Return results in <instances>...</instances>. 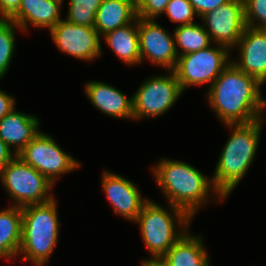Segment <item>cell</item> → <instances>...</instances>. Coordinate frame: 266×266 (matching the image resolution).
<instances>
[{"label":"cell","mask_w":266,"mask_h":266,"mask_svg":"<svg viewBox=\"0 0 266 266\" xmlns=\"http://www.w3.org/2000/svg\"><path fill=\"white\" fill-rule=\"evenodd\" d=\"M136 17L135 0H103L96 12L94 28L103 36Z\"/></svg>","instance_id":"cell-19"},{"label":"cell","mask_w":266,"mask_h":266,"mask_svg":"<svg viewBox=\"0 0 266 266\" xmlns=\"http://www.w3.org/2000/svg\"><path fill=\"white\" fill-rule=\"evenodd\" d=\"M15 28L20 29L14 21L0 18V79L7 73L15 50Z\"/></svg>","instance_id":"cell-24"},{"label":"cell","mask_w":266,"mask_h":266,"mask_svg":"<svg viewBox=\"0 0 266 266\" xmlns=\"http://www.w3.org/2000/svg\"><path fill=\"white\" fill-rule=\"evenodd\" d=\"M58 49L80 60H92L101 55L100 34L94 27L61 20L50 30Z\"/></svg>","instance_id":"cell-12"},{"label":"cell","mask_w":266,"mask_h":266,"mask_svg":"<svg viewBox=\"0 0 266 266\" xmlns=\"http://www.w3.org/2000/svg\"><path fill=\"white\" fill-rule=\"evenodd\" d=\"M174 33L175 45H179L182 56L210 46L211 39L204 27L197 23L177 26Z\"/></svg>","instance_id":"cell-22"},{"label":"cell","mask_w":266,"mask_h":266,"mask_svg":"<svg viewBox=\"0 0 266 266\" xmlns=\"http://www.w3.org/2000/svg\"><path fill=\"white\" fill-rule=\"evenodd\" d=\"M200 18L211 41L228 49L238 44L246 27L243 0H231Z\"/></svg>","instance_id":"cell-10"},{"label":"cell","mask_w":266,"mask_h":266,"mask_svg":"<svg viewBox=\"0 0 266 266\" xmlns=\"http://www.w3.org/2000/svg\"><path fill=\"white\" fill-rule=\"evenodd\" d=\"M227 126L233 128V132L222 150L211 179L216 191L223 198L236 188L250 168L256 155L262 120L258 119L247 124H227Z\"/></svg>","instance_id":"cell-3"},{"label":"cell","mask_w":266,"mask_h":266,"mask_svg":"<svg viewBox=\"0 0 266 266\" xmlns=\"http://www.w3.org/2000/svg\"><path fill=\"white\" fill-rule=\"evenodd\" d=\"M153 168V175L168 204L184 210L191 218L207 202L210 189L218 194L220 201L224 199L216 191L213 182L188 163L165 158L160 159Z\"/></svg>","instance_id":"cell-2"},{"label":"cell","mask_w":266,"mask_h":266,"mask_svg":"<svg viewBox=\"0 0 266 266\" xmlns=\"http://www.w3.org/2000/svg\"><path fill=\"white\" fill-rule=\"evenodd\" d=\"M217 47L210 45L197 52L178 56L173 72L183 91L191 85L201 86L206 82H211V86L231 63L228 61L229 49L218 44Z\"/></svg>","instance_id":"cell-7"},{"label":"cell","mask_w":266,"mask_h":266,"mask_svg":"<svg viewBox=\"0 0 266 266\" xmlns=\"http://www.w3.org/2000/svg\"><path fill=\"white\" fill-rule=\"evenodd\" d=\"M53 184L60 174L79 168L80 163L56 144L52 137L40 132L17 155Z\"/></svg>","instance_id":"cell-8"},{"label":"cell","mask_w":266,"mask_h":266,"mask_svg":"<svg viewBox=\"0 0 266 266\" xmlns=\"http://www.w3.org/2000/svg\"><path fill=\"white\" fill-rule=\"evenodd\" d=\"M138 34L141 62L145 58L173 71L179 54L174 36H170L154 19L141 17H138Z\"/></svg>","instance_id":"cell-11"},{"label":"cell","mask_w":266,"mask_h":266,"mask_svg":"<svg viewBox=\"0 0 266 266\" xmlns=\"http://www.w3.org/2000/svg\"><path fill=\"white\" fill-rule=\"evenodd\" d=\"M101 183L108 200L114 207L113 212L135 221L148 199H143L137 187L118 174L104 172Z\"/></svg>","instance_id":"cell-13"},{"label":"cell","mask_w":266,"mask_h":266,"mask_svg":"<svg viewBox=\"0 0 266 266\" xmlns=\"http://www.w3.org/2000/svg\"><path fill=\"white\" fill-rule=\"evenodd\" d=\"M168 205L172 211L148 200L135 220L140 225L141 236L152 254V260H160L188 232V225L192 219L179 207ZM175 221L179 223L178 227L181 226L182 230L176 231Z\"/></svg>","instance_id":"cell-5"},{"label":"cell","mask_w":266,"mask_h":266,"mask_svg":"<svg viewBox=\"0 0 266 266\" xmlns=\"http://www.w3.org/2000/svg\"><path fill=\"white\" fill-rule=\"evenodd\" d=\"M164 13L172 22H178L179 26L194 23L193 19L196 14L189 0H170Z\"/></svg>","instance_id":"cell-26"},{"label":"cell","mask_w":266,"mask_h":266,"mask_svg":"<svg viewBox=\"0 0 266 266\" xmlns=\"http://www.w3.org/2000/svg\"><path fill=\"white\" fill-rule=\"evenodd\" d=\"M85 93L91 103L103 113L118 118L133 116V97L127 98L124 93L111 85L90 81L85 85Z\"/></svg>","instance_id":"cell-15"},{"label":"cell","mask_w":266,"mask_h":266,"mask_svg":"<svg viewBox=\"0 0 266 266\" xmlns=\"http://www.w3.org/2000/svg\"><path fill=\"white\" fill-rule=\"evenodd\" d=\"M12 155L16 156V154H12V151L8 145L0 139V174L8 165V163L14 158Z\"/></svg>","instance_id":"cell-31"},{"label":"cell","mask_w":266,"mask_h":266,"mask_svg":"<svg viewBox=\"0 0 266 266\" xmlns=\"http://www.w3.org/2000/svg\"><path fill=\"white\" fill-rule=\"evenodd\" d=\"M196 14L201 17L205 13L213 11L231 0H189Z\"/></svg>","instance_id":"cell-28"},{"label":"cell","mask_w":266,"mask_h":266,"mask_svg":"<svg viewBox=\"0 0 266 266\" xmlns=\"http://www.w3.org/2000/svg\"><path fill=\"white\" fill-rule=\"evenodd\" d=\"M142 266H165L160 260H144Z\"/></svg>","instance_id":"cell-32"},{"label":"cell","mask_w":266,"mask_h":266,"mask_svg":"<svg viewBox=\"0 0 266 266\" xmlns=\"http://www.w3.org/2000/svg\"><path fill=\"white\" fill-rule=\"evenodd\" d=\"M22 0H0L1 19H9L19 8Z\"/></svg>","instance_id":"cell-29"},{"label":"cell","mask_w":266,"mask_h":266,"mask_svg":"<svg viewBox=\"0 0 266 266\" xmlns=\"http://www.w3.org/2000/svg\"><path fill=\"white\" fill-rule=\"evenodd\" d=\"M201 236L186 233L160 259L165 266H210Z\"/></svg>","instance_id":"cell-18"},{"label":"cell","mask_w":266,"mask_h":266,"mask_svg":"<svg viewBox=\"0 0 266 266\" xmlns=\"http://www.w3.org/2000/svg\"><path fill=\"white\" fill-rule=\"evenodd\" d=\"M170 0H135V9L138 17L155 19L164 13Z\"/></svg>","instance_id":"cell-27"},{"label":"cell","mask_w":266,"mask_h":266,"mask_svg":"<svg viewBox=\"0 0 266 266\" xmlns=\"http://www.w3.org/2000/svg\"><path fill=\"white\" fill-rule=\"evenodd\" d=\"M63 0H22L18 10L9 18L24 32L28 21L35 27L51 30L60 19V8Z\"/></svg>","instance_id":"cell-16"},{"label":"cell","mask_w":266,"mask_h":266,"mask_svg":"<svg viewBox=\"0 0 266 266\" xmlns=\"http://www.w3.org/2000/svg\"><path fill=\"white\" fill-rule=\"evenodd\" d=\"M168 75L147 79L133 94L134 119L157 117L172 108L183 90L175 73Z\"/></svg>","instance_id":"cell-9"},{"label":"cell","mask_w":266,"mask_h":266,"mask_svg":"<svg viewBox=\"0 0 266 266\" xmlns=\"http://www.w3.org/2000/svg\"><path fill=\"white\" fill-rule=\"evenodd\" d=\"M14 104L15 99L0 90V120L15 108Z\"/></svg>","instance_id":"cell-30"},{"label":"cell","mask_w":266,"mask_h":266,"mask_svg":"<svg viewBox=\"0 0 266 266\" xmlns=\"http://www.w3.org/2000/svg\"><path fill=\"white\" fill-rule=\"evenodd\" d=\"M54 198L43 204H31L22 209V232L19 253L35 266L49 260L58 240L59 220Z\"/></svg>","instance_id":"cell-4"},{"label":"cell","mask_w":266,"mask_h":266,"mask_svg":"<svg viewBox=\"0 0 266 266\" xmlns=\"http://www.w3.org/2000/svg\"><path fill=\"white\" fill-rule=\"evenodd\" d=\"M236 46L240 49V60L232 63L264 84L266 82V30L246 26Z\"/></svg>","instance_id":"cell-14"},{"label":"cell","mask_w":266,"mask_h":266,"mask_svg":"<svg viewBox=\"0 0 266 266\" xmlns=\"http://www.w3.org/2000/svg\"><path fill=\"white\" fill-rule=\"evenodd\" d=\"M22 232V209L12 206L0 211V257L19 255Z\"/></svg>","instance_id":"cell-21"},{"label":"cell","mask_w":266,"mask_h":266,"mask_svg":"<svg viewBox=\"0 0 266 266\" xmlns=\"http://www.w3.org/2000/svg\"><path fill=\"white\" fill-rule=\"evenodd\" d=\"M103 37L107 45L126 65L141 63L138 16L131 23L110 31Z\"/></svg>","instance_id":"cell-20"},{"label":"cell","mask_w":266,"mask_h":266,"mask_svg":"<svg viewBox=\"0 0 266 266\" xmlns=\"http://www.w3.org/2000/svg\"><path fill=\"white\" fill-rule=\"evenodd\" d=\"M14 108L0 120V139L8 145L15 146L18 153L40 133L39 120L29 114L18 112Z\"/></svg>","instance_id":"cell-17"},{"label":"cell","mask_w":266,"mask_h":266,"mask_svg":"<svg viewBox=\"0 0 266 266\" xmlns=\"http://www.w3.org/2000/svg\"><path fill=\"white\" fill-rule=\"evenodd\" d=\"M0 177L6 191L16 203L14 206L43 204L54 198L48 193L54 184L17 155L3 169Z\"/></svg>","instance_id":"cell-6"},{"label":"cell","mask_w":266,"mask_h":266,"mask_svg":"<svg viewBox=\"0 0 266 266\" xmlns=\"http://www.w3.org/2000/svg\"><path fill=\"white\" fill-rule=\"evenodd\" d=\"M103 0H69L68 22L94 27L96 12Z\"/></svg>","instance_id":"cell-23"},{"label":"cell","mask_w":266,"mask_h":266,"mask_svg":"<svg viewBox=\"0 0 266 266\" xmlns=\"http://www.w3.org/2000/svg\"><path fill=\"white\" fill-rule=\"evenodd\" d=\"M243 4L246 26L266 30V0H243Z\"/></svg>","instance_id":"cell-25"},{"label":"cell","mask_w":266,"mask_h":266,"mask_svg":"<svg viewBox=\"0 0 266 266\" xmlns=\"http://www.w3.org/2000/svg\"><path fill=\"white\" fill-rule=\"evenodd\" d=\"M262 84L232 62L221 72L207 92V100L223 123L247 124L262 119L266 100Z\"/></svg>","instance_id":"cell-1"}]
</instances>
